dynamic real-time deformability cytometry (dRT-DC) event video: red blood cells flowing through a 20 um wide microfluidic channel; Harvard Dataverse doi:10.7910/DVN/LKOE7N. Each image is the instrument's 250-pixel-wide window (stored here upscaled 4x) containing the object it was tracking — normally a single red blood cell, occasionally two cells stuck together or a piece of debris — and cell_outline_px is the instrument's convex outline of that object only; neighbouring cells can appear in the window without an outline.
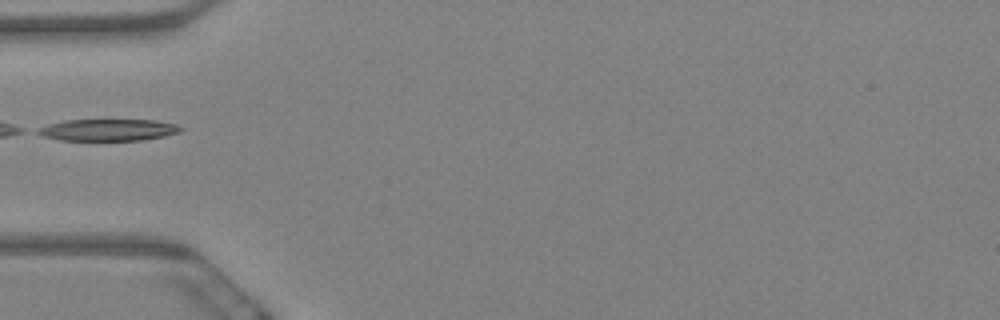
{"species": "Egyptian fruit bat (a non-hibernating species)", "species_latin": "Rousettus aegyptiacus", "temperature_condition": "warm", "stored_images_in_passage": 7, "camera_frame_rate_fps": 3000, "um_per_image_px": 0.085, "animal": {"sex": "female"}, "frame": {"image": 1, "passage_image": 6, "time_ms": 1.667, "image_size_px": [1000, 320], "cell_outline_px": [[184, 128], [180, 132], [164, 136], [144, 140], [60, 140], [40, 136], [32, 132], [36, 128], [48, 124], [64, 120], [156, 120], [176, 124]], "centroid_in_image_um": [9.12, 11.04], "position_along_channel_um": 75.9, "area_um2": 18.38}}
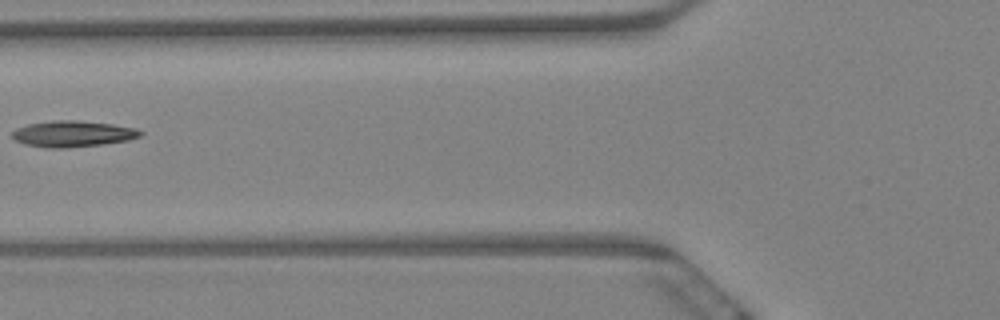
{"frame": {"image": 2, "passage_image": 7, "time_ms": 2.0, "image_size_px": [1000, 320], "cell_outline_px": [[144, 132], [140, 136], [128, 140], [100, 144], [68, 148], [48, 148], [24, 144], [16, 140], [12, 136], [12, 132], [16, 128], [28, 124], [52, 120], [76, 120], [112, 124], [136, 128]], "centroid_in_image_um": [6.17, 11.37], "position_along_channel_um": 119.6, "area_um2": 19.48}}